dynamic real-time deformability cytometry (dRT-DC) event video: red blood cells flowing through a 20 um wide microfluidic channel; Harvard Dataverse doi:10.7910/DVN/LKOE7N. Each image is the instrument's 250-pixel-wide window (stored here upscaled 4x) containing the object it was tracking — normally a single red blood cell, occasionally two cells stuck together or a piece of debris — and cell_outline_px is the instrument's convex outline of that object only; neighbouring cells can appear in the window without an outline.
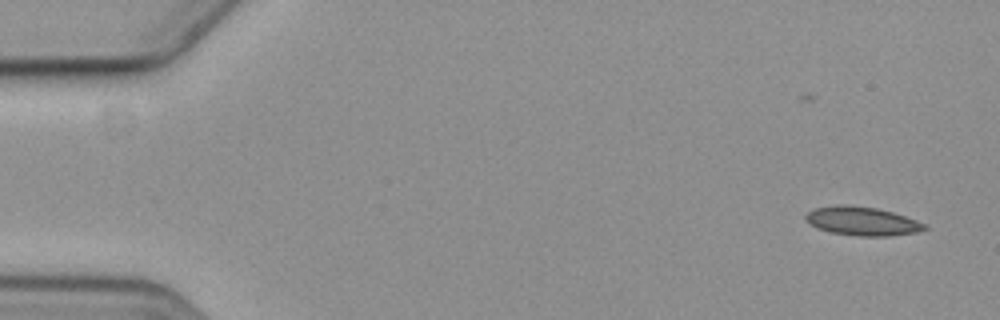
{"species": "common noctule bat (a hibernating species)", "species_latin": "Nyctalus noctula", "temperature_condition": "cold", "stored_images_in_passage": 14, "camera_frame_rate_fps": 3000, "um_per_image_px": 0.085, "animal": {"sex": "female", "body_mass_g": 19.3, "forearm_length_mm": 54.1}, "frame": {"image": 1, "passage_image": 3, "time_ms": 2.333, "image_size_px": [1000, 320], "cell_outline_px": [[928, 228], [916, 232], [888, 236], [860, 236], [832, 232], [820, 228], [812, 224], [804, 216], [808, 212], [816, 208], [876, 208], [892, 212], [928, 224]], "centroid_in_image_um": [73.41, 18.85], "position_along_channel_um": 11.6, "area_um2": 18.61}}
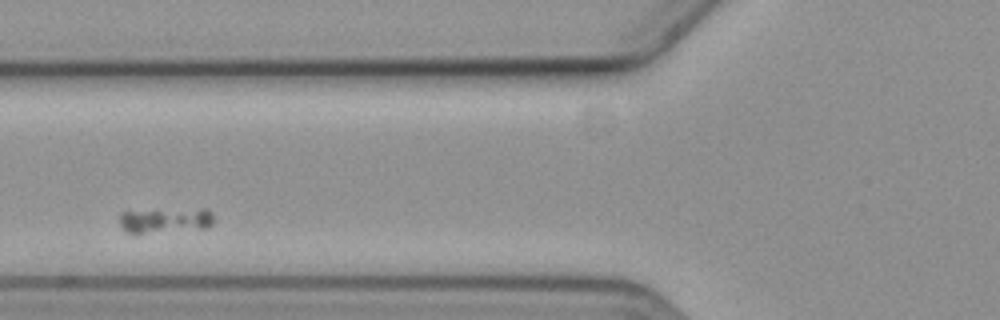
{"frame": {"image": 2, "passage_image": 9, "time_ms": 10.333, "image_size_px": [1000, 320], "cell_outline_px": [[212, 224], [208, 228], [140, 232], [128, 232], [120, 224], [120, 212], [200, 208], [208, 208], [212, 212]], "centroid_in_image_um": [14.13, 18.69], "position_along_channel_um": 111.7, "area_um2": 13.35}}
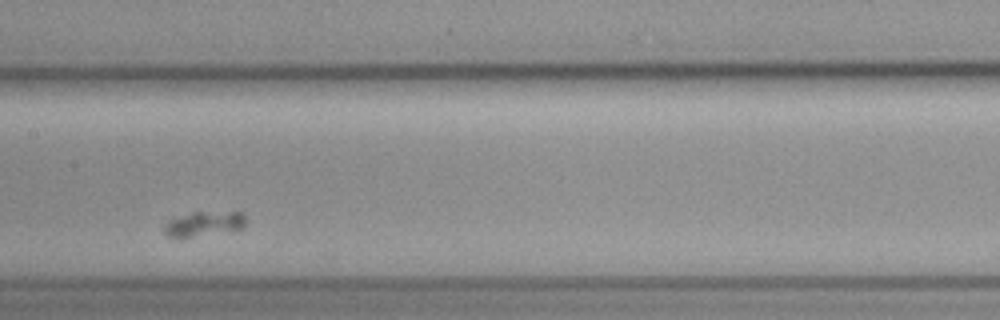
{"frame": {"image": 3, "passage_image": 11, "time_ms": 12.667, "image_size_px": [1000, 320], "cell_outline_px": [[244, 224], [240, 228], [184, 240], [176, 240], [168, 236], [164, 232], [164, 224], [168, 220], [192, 212], [244, 212]], "centroid_in_image_um": [17.22, 19.07], "position_along_channel_um": 190.2, "area_um2": 12.08}}